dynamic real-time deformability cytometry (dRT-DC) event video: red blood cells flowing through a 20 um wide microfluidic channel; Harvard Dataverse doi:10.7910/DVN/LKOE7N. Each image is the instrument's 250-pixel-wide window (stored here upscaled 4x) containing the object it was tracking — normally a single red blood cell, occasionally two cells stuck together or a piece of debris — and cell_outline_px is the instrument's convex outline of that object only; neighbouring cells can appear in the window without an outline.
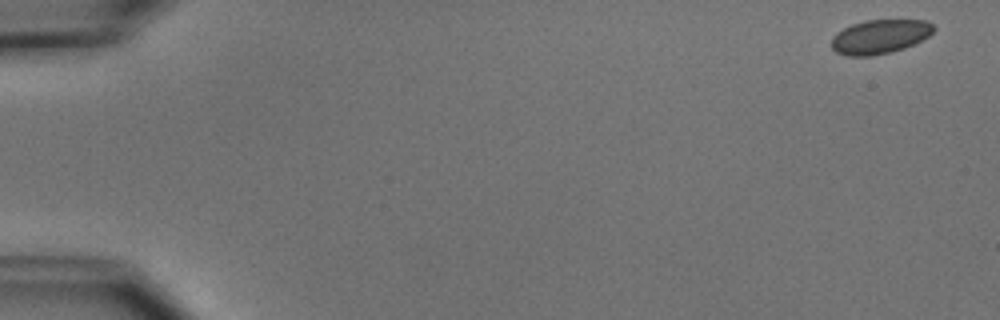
{"species": "common noctule bat (a hibernating species)", "species_latin": "Nyctalus noctula", "temperature_condition": "cold", "stored_images_in_passage": 5, "camera_frame_rate_fps": 3000, "um_per_image_px": 0.085, "animal": {"sex": "male", "body_mass_g": 15.6}, "frame": {"image": 1, "passage_image": 1, "time_ms": 0.0, "image_size_px": [1000, 320], "cell_outline_px": [[936, 28], [928, 36], [904, 48], [892, 52], [872, 56], [848, 56], [836, 52], [832, 48], [832, 36], [836, 32], [852, 24], [864, 20], [924, 20], [932, 24]], "centroid_in_image_um": [74.76, 3.12], "position_along_channel_um": 10.2, "area_um2": 20.29}}
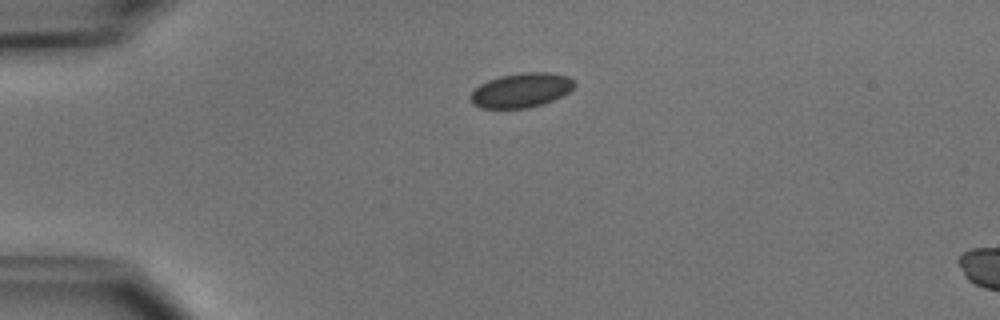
{"frame": {"image": 2, "passage_image": 4, "time_ms": 3.667, "image_size_px": [1000, 320], "cell_outline_px": [[576, 84], [568, 92], [544, 104], [528, 108], [480, 108], [472, 104], [468, 96], [480, 84], [488, 80], [500, 76], [520, 72], [548, 72], [568, 76], [576, 80]], "centroid_in_image_um": [44.29, 7.67], "position_along_channel_um": 40.7, "area_um2": 21.04}}